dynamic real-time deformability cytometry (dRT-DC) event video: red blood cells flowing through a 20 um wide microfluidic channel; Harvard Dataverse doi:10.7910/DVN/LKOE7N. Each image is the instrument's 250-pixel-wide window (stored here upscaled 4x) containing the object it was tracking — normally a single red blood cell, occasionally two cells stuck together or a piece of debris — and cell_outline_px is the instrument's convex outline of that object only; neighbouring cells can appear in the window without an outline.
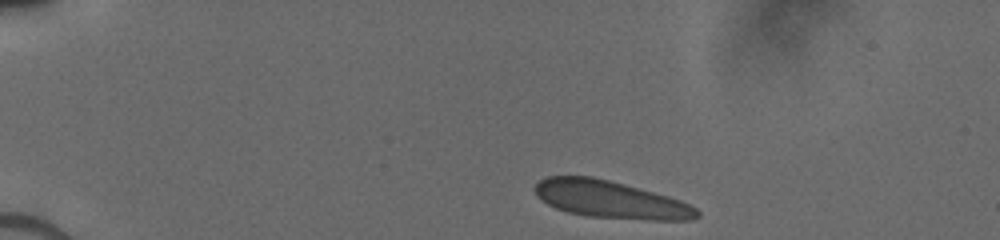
{"species": "human", "species_latin": "Homo sapiens", "temperature_condition": "cold", "stored_images_in_passage": 41, "camera_frame_rate_fps": 3000, "um_per_image_px": 0.085, "donor": {"sex": "male"}, "frame": {"image": 1, "passage_image": 1, "time_ms": 0.0, "image_size_px": [1000, 240], "cell_outline_px": [[700, 216], [692, 220], [652, 220], [588, 216], [568, 212], [556, 208], [540, 200], [536, 196], [532, 188], [540, 180], [548, 176], [592, 176], [624, 184], [668, 196], [680, 200], [696, 208], [700, 212]], "centroid_in_image_um": [51.87, 16.96], "position_along_channel_um": 33.1, "area_um2": 35.26}}
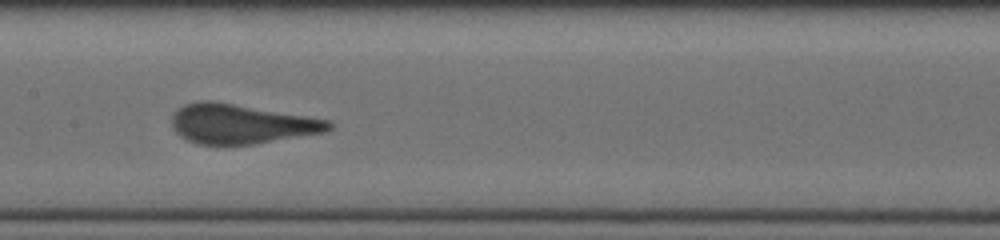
{"frame": {"image": 2, "passage_image": 18, "time_ms": 5.667, "image_size_px": [1000, 240], "cell_outline_px": [[332, 128], [324, 132], [252, 144], [200, 144], [188, 140], [180, 136], [172, 128], [172, 112], [176, 108], [184, 104], [200, 100], [212, 100], [332, 120]], "centroid_in_image_um": [20.46, 10.51], "position_along_channel_um": 186.9, "area_um2": 36.18}}
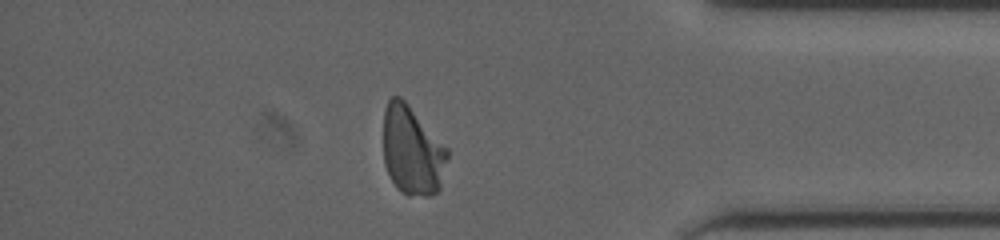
{"frame": {"image": 3, "passage_image": 35, "time_ms": 11.333, "image_size_px": [1000, 240], "cell_outline_px": [[448, 156], [440, 188], [432, 196], [408, 196], [400, 192], [396, 188], [384, 164], [384, 108], [388, 100], [392, 96], [400, 96], [408, 104], [448, 148]], "centroid_in_image_um": [35.03, 12.82], "position_along_channel_um": 400.2, "area_um2": 33.41}}